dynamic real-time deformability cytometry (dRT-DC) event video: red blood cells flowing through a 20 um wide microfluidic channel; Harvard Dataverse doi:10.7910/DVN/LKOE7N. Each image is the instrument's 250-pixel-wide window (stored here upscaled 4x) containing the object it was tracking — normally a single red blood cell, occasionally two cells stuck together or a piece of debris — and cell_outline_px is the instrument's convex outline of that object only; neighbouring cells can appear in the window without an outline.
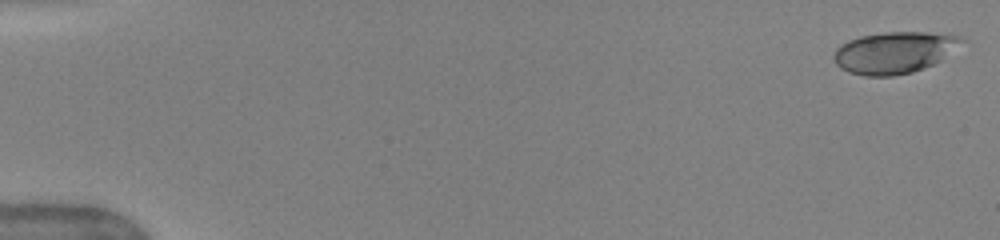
{"species": "human", "species_latin": "Homo sapiens", "temperature_condition": "warm", "stored_images_in_passage": 50, "camera_frame_rate_fps": 3000, "um_per_image_px": 0.085, "donor": {"sex": "female"}, "frame": {"image": 1, "passage_image": 1, "time_ms": 0.0, "image_size_px": [1000, 240], "cell_outline_px": [[968, 40], [940, 60], [924, 68], [912, 72], [892, 76], [864, 76], [848, 72], [840, 68], [836, 64], [832, 56], [836, 48], [840, 44], [848, 40], [860, 36], [884, 32], [928, 32], [960, 36]], "centroid_in_image_um": [76.0, 4.46], "position_along_channel_um": 9.0, "area_um2": 31.21}}
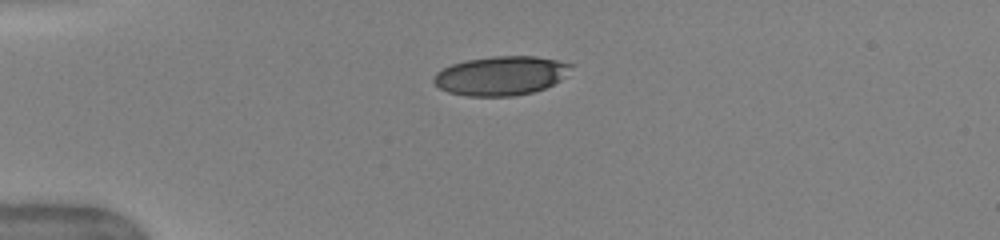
{"frame": {"image": 2, "passage_image": 13, "time_ms": 4.0, "image_size_px": [1000, 240], "cell_outline_px": [[576, 64], [560, 80], [544, 88], [532, 92], [512, 96], [468, 96], [448, 92], [440, 88], [432, 80], [432, 76], [436, 72], [452, 64], [468, 60], [492, 56], [536, 56], [560, 60]], "centroid_in_image_um": [42.6, 6.42], "position_along_channel_um": 42.4, "area_um2": 31.33}}
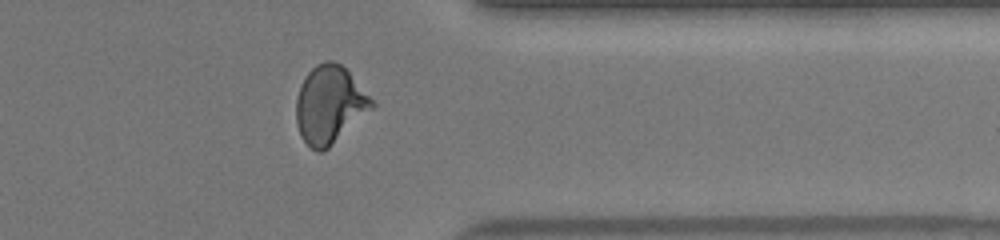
{"frame": {"image": 3, "passage_image": 41, "time_ms": 13.333, "image_size_px": [1000, 240], "cell_outline_px": [[376, 108], [328, 148], [320, 152], [316, 152], [300, 136], [296, 124], [296, 100], [300, 88], [308, 72], [316, 64], [324, 60], [332, 60], [340, 64], [348, 72], [376, 104]], "centroid_in_image_um": [28.03, 8.93], "position_along_channel_um": 383.4, "area_um2": 34.22}, "authors_computed_cell_mechanics": {"area_um2": 32.5992, "velocity_mm_per_s": 4.0679, "shape_relaxation_time_tau1_ms": 4.5529, "shape_relaxation_time_tau2_ms": 0.7853, "deformation_change_tau1": 0.1661, "deformation_change_tau2": 0.0622}}